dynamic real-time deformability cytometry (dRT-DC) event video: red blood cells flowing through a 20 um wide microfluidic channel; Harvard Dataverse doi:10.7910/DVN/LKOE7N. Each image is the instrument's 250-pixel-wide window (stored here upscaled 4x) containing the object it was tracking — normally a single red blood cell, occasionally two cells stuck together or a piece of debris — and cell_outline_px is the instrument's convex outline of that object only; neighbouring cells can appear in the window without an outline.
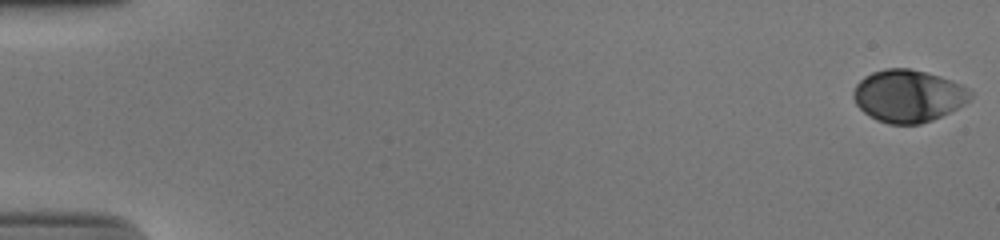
{"species": "human", "species_latin": "Homo sapiens", "temperature_condition": "cold", "stored_images_in_passage": 54, "camera_frame_rate_fps": 3000, "um_per_image_px": 0.085, "donor": {"sex": "male"}, "frame": {"image": 1, "passage_image": 1, "time_ms": 0.0, "image_size_px": [1000, 240], "cell_outline_px": [[972, 96], [964, 104], [932, 120], [920, 124], [888, 124], [876, 120], [864, 112], [856, 104], [852, 96], [852, 92], [856, 84], [864, 76], [872, 72], [884, 68], [908, 68], [940, 76], [952, 80], [968, 88], [972, 92]], "centroid_in_image_um": [77.17, 8.15], "position_along_channel_um": 7.8, "area_um2": 35.66}}
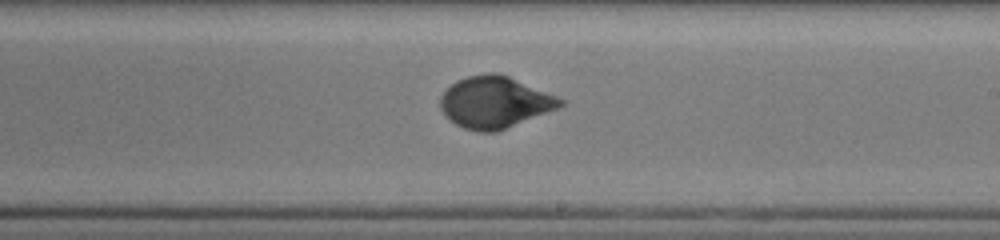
{"frame": {"image": 2, "passage_image": 33, "time_ms": 10.667, "image_size_px": [1000, 240], "cell_outline_px": [[564, 104], [560, 108], [496, 132], [476, 132], [464, 128], [448, 120], [444, 116], [440, 108], [440, 96], [456, 80], [468, 76], [488, 72], [496, 72], [508, 76], [556, 96], [564, 100]], "centroid_in_image_um": [42.03, 8.7], "position_along_channel_um": 247.0, "area_um2": 36.18}}
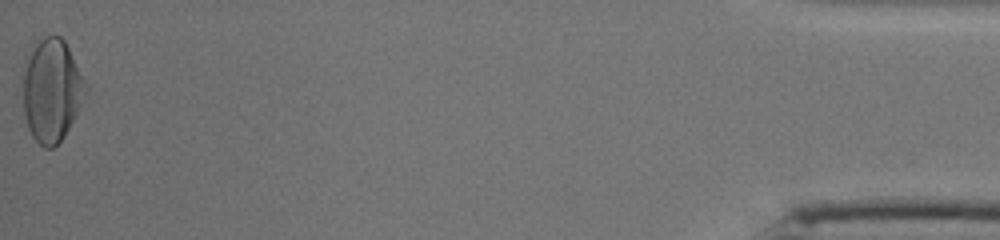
{"frame": {"image": 3, "passage_image": 54, "time_ms": 17.667, "image_size_px": [1000, 240], "cell_outline_px": [[88, 92], [64, 136], [52, 148], [44, 148], [32, 136], [28, 128], [24, 112], [24, 76], [32, 44], [44, 36], [60, 36], [64, 40], [88, 88]], "centroid_in_image_um": [4.4, 7.69], "position_along_channel_um": 430.8, "area_um2": 36.93}, "authors_computed_cell_mechanics": {"area_um2": 35.2002, "velocity_mm_per_s": 3.8882, "shape_relaxation_time_tau1_ms": 3.9814, "shape_relaxation_time_tau2_ms": null, "deformation_change_tau1": 0.1719, "deformation_change_tau2": null}}